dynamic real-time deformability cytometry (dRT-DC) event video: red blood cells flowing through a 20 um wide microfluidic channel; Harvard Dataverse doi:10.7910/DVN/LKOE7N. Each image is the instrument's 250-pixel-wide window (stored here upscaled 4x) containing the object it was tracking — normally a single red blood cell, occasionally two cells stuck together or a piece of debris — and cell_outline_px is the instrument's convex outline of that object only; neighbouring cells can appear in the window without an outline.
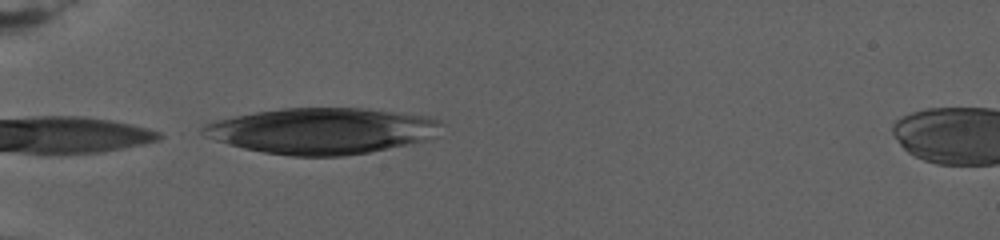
{"species": "human", "species_latin": "Homo sapiens", "temperature_condition": "warm", "stored_images_in_passage": 5, "camera_frame_rate_fps": 3000, "um_per_image_px": 0.085, "donor": {"sex": "female"}, "frame": {"image": 1, "passage_image": 1, "time_ms": 0.0, "image_size_px": [1000, 240], "cell_outline_px": [[444, 124], [436, 136], [424, 140], [388, 148], [368, 152], [344, 156], [292, 156], [264, 152], [244, 148], [228, 144], [204, 136], [200, 132], [200, 128], [204, 124], [216, 120], [256, 112], [280, 108], [360, 108], [404, 112], [428, 116], [440, 120]], "centroid_in_image_um": [27.39, 11.11], "position_along_channel_um": 57.6, "area_um2": 64.04}}